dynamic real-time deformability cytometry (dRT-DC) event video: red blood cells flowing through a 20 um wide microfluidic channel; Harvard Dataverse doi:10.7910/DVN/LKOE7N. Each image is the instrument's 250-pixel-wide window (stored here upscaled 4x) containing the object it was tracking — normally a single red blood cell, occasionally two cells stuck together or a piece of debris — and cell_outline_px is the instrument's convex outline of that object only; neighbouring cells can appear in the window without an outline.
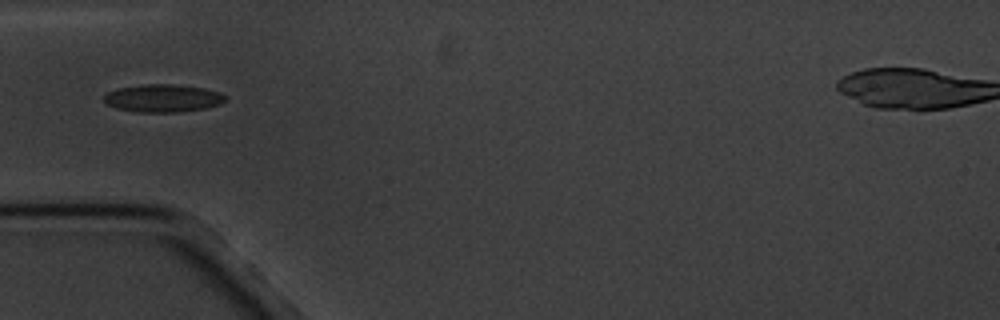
{"species": "common noctule bat (a hibernating species)", "species_latin": "Nyctalus noctula", "temperature_condition": "cold", "stored_images_in_passage": 5, "camera_frame_rate_fps": 3000, "um_per_image_px": 0.085, "animal": {"sex": "male", "body_mass_g": 20.1, "forearm_length_mm": 53.5}, "frame": {"image": 1, "passage_image": 4, "time_ms": 4.333, "image_size_px": [1000, 320], "cell_outline_px": [[228, 96], [220, 104], [204, 108], [176, 112], [136, 112], [116, 108], [108, 104], [104, 100], [104, 96], [108, 92], [116, 88], [140, 84], [176, 84], [204, 88], [220, 92]], "centroid_in_image_um": [13.84, 8.33], "position_along_channel_um": 71.2, "area_um2": 19.71}}
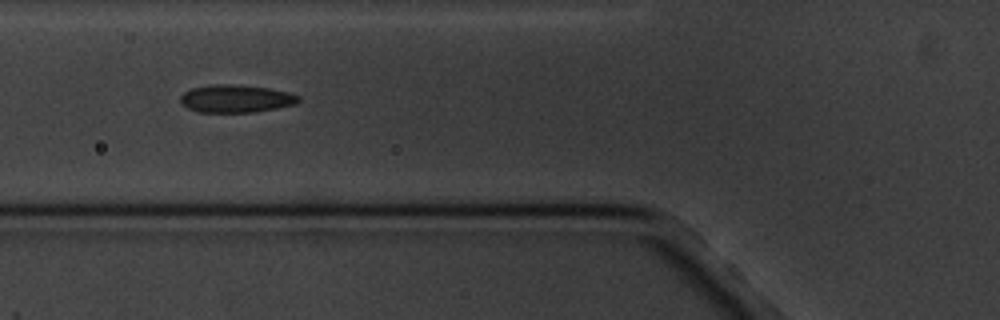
{"frame": {"image": 2, "passage_image": 5, "time_ms": 5.333, "image_size_px": [1000, 320], "cell_outline_px": [[300, 100], [296, 104], [276, 108], [252, 112], [200, 112], [188, 108], [180, 100], [180, 96], [184, 92], [192, 88], [212, 84], [240, 84], [268, 88], [288, 92], [300, 96]], "centroid_in_image_um": [20.07, 8.37], "position_along_channel_um": 105.7, "area_um2": 19.07}}